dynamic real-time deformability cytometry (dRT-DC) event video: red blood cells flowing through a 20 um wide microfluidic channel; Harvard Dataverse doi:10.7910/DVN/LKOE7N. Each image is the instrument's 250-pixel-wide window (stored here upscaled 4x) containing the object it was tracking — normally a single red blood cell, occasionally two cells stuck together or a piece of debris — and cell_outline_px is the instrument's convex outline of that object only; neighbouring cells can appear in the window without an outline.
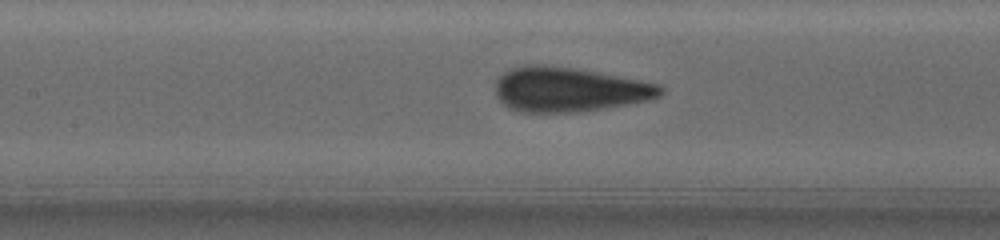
{"species": "human", "species_latin": "Homo sapiens", "temperature_condition": "warm", "stored_images_in_passage": 75, "camera_frame_rate_fps": 3000, "um_per_image_px": 0.085, "donor": {"sex": "female"}, "frame": {"image": 1, "passage_image": 42, "time_ms": 13.667, "image_size_px": [1000, 240], "cell_outline_px": [[664, 92], [660, 96], [652, 100], [580, 112], [520, 112], [508, 108], [496, 96], [496, 80], [504, 72], [512, 68], [528, 64], [540, 64], [572, 68], [596, 72], [660, 84], [664, 88]], "centroid_in_image_um": [48.37, 7.62], "position_along_channel_um": 159.0, "area_um2": 42.89}}
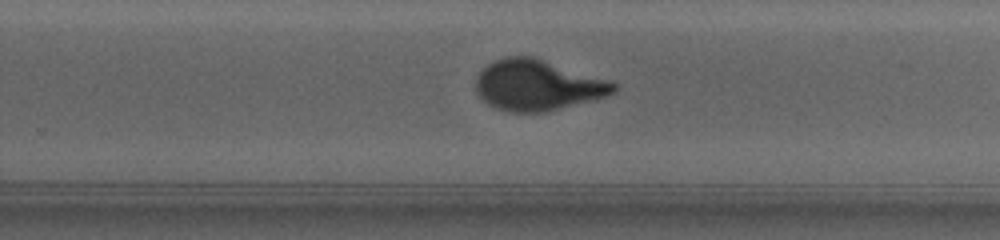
{"frame": {"image": 2, "passage_image": 60, "time_ms": 19.667, "image_size_px": [1000, 240], "cell_outline_px": [[620, 84], [616, 92], [596, 100], [544, 112], [508, 112], [496, 108], [488, 104], [476, 92], [476, 76], [488, 64], [496, 60], [508, 56], [532, 56], [612, 80]], "centroid_in_image_um": [45.76, 7.24], "position_along_channel_um": 284.0, "area_um2": 41.1}}
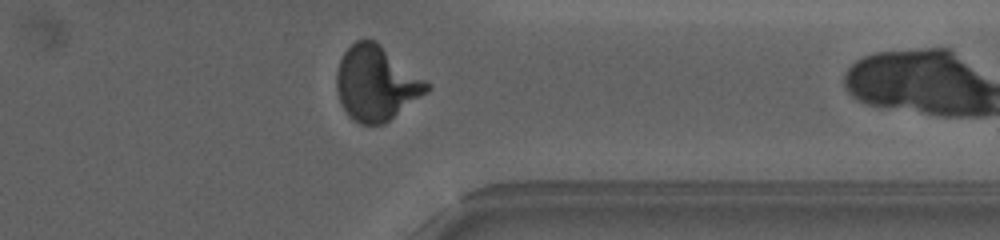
{"frame": {"image": 3, "passage_image": 74, "time_ms": 24.333, "image_size_px": [1000, 240], "cell_outline_px": [[432, 88], [428, 92], [384, 124], [360, 124], [352, 120], [348, 116], [340, 100], [336, 88], [336, 72], [340, 60], [344, 52], [356, 40], [364, 36], [376, 40], [428, 80]], "centroid_in_image_um": [32.0, 7.05], "position_along_channel_um": 379.4, "area_um2": 39.88}}